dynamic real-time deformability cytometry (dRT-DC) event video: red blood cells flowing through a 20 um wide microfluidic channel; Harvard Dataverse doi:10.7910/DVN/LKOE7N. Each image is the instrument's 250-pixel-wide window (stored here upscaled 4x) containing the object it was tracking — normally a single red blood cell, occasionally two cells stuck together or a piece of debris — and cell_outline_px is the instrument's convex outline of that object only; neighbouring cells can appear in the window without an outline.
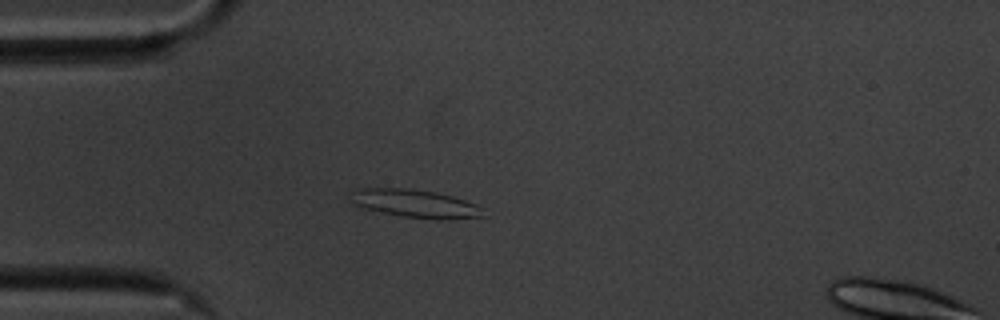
{"species": "common noctule bat (a hibernating species)", "species_latin": "Nyctalus noctula", "temperature_condition": "cold", "stored_images_in_passage": 45, "camera_frame_rate_fps": 3000, "um_per_image_px": 0.085, "animal": {"sex": "male", "body_mass_g": 20.1, "forearm_length_mm": 53.5}, "frame": {"image": 1, "passage_image": 2, "time_ms": 0.333, "image_size_px": [1000, 320], "cell_outline_px": [[484, 216], [440, 220], [404, 216], [364, 208], [356, 204], [352, 200], [352, 192], [364, 188], [404, 188], [436, 192], [452, 196], [476, 204]], "centroid_in_image_um": [35.31, 17.3], "position_along_channel_um": 49.7, "area_um2": 21.04}}
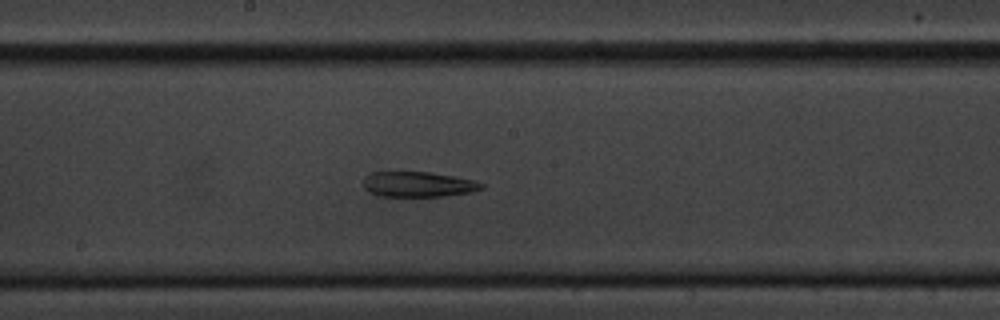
{"frame": {"image": 2, "passage_image": 17, "time_ms": 5.333, "image_size_px": [1000, 320], "cell_outline_px": [[484, 188], [472, 192], [444, 196], [380, 196], [364, 188], [364, 176], [372, 172], [428, 172], [476, 180], [484, 184]], "centroid_in_image_um": [35.58, 15.66], "position_along_channel_um": 212.6, "area_um2": 17.34}}
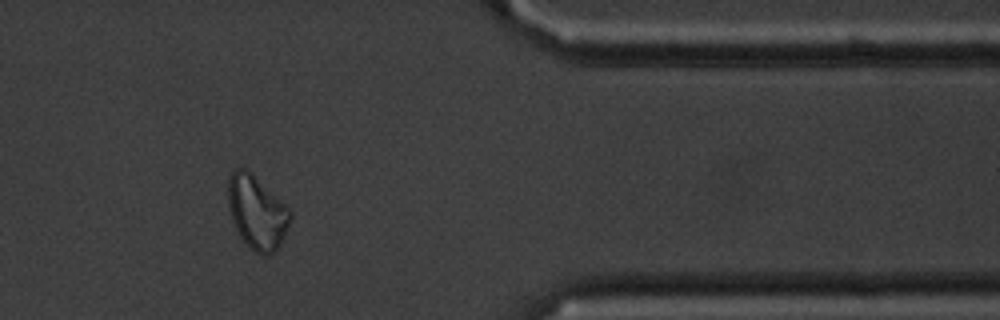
{"frame": {"image": 3, "passage_image": 34, "time_ms": 11.0, "image_size_px": [1000, 320], "cell_outline_px": [[292, 216], [284, 236], [276, 252], [268, 256], [264, 256], [256, 252], [240, 236], [236, 228], [228, 204], [228, 180], [232, 172], [236, 168], [248, 168], [292, 212]], "centroid_in_image_um": [21.85, 18.03], "position_along_channel_um": 389.6, "area_um2": 26.36}}